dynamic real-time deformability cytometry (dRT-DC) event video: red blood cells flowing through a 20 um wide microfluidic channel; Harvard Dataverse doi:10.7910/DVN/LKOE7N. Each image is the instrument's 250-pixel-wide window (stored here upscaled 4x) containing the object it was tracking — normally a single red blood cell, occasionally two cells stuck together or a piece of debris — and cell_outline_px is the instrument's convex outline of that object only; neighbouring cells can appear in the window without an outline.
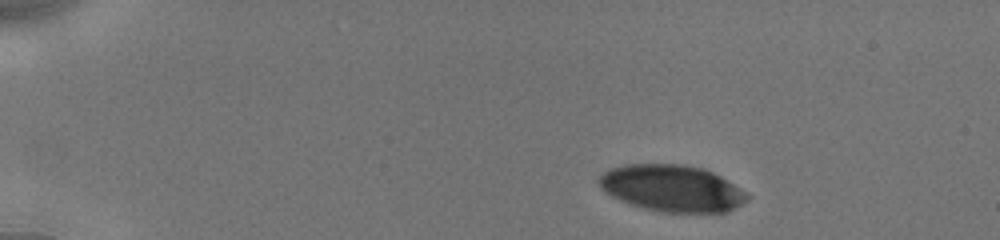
{"species": "human", "species_latin": "Homo sapiens", "temperature_condition": "cold", "stored_images_in_passage": 5, "camera_frame_rate_fps": 3000, "um_per_image_px": 0.085, "donor": {"sex": "male"}, "frame": {"image": 1, "passage_image": 1, "time_ms": 0.0, "image_size_px": [1000, 240], "cell_outline_px": [[752, 196], [748, 200], [728, 212], [660, 212], [644, 208], [620, 200], [612, 196], [596, 180], [604, 172], [612, 168], [628, 164], [680, 164], [704, 168], [720, 176], [740, 188]], "centroid_in_image_um": [57.16, 16.0], "position_along_channel_um": 27.8, "area_um2": 40.06}}
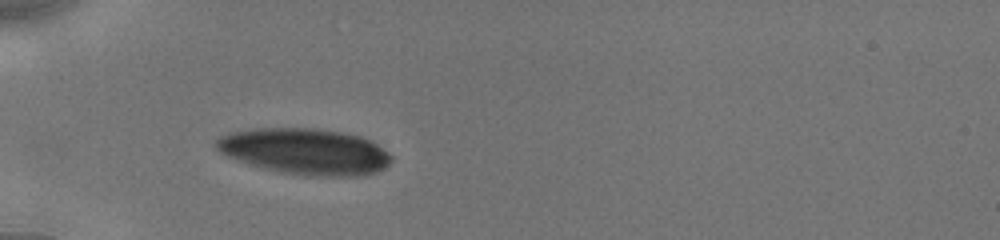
{"frame": {"image": 2, "passage_image": 4, "time_ms": 3.0, "image_size_px": [1000, 240], "cell_outline_px": [[392, 160], [384, 168], [376, 172], [360, 176], [304, 176], [264, 168], [248, 164], [228, 156], [220, 152], [216, 148], [216, 140], [220, 136], [228, 132], [252, 128], [312, 128], [340, 132], [360, 136], [376, 144], [388, 152], [392, 156]], "centroid_in_image_um": [25.92, 12.87], "position_along_channel_um": 59.1, "area_um2": 46.99}}